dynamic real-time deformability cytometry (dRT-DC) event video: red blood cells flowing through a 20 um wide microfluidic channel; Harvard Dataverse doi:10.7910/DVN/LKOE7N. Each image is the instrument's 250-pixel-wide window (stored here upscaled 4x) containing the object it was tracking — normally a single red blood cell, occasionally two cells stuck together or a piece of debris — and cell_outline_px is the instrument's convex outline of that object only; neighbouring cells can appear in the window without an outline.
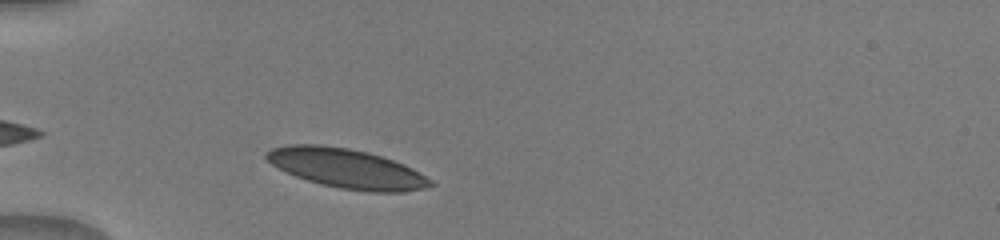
{"species": "human", "species_latin": "Homo sapiens", "temperature_condition": "warm", "stored_images_in_passage": 38, "camera_frame_rate_fps": 3000, "um_per_image_px": 0.085, "donor": {"sex": "male"}, "frame": {"image": 1, "passage_image": 4, "time_ms": 1.0, "image_size_px": [1000, 240], "cell_outline_px": [[436, 184], [424, 188], [404, 192], [368, 192], [340, 188], [320, 184], [296, 176], [272, 164], [264, 156], [264, 152], [272, 148], [288, 144], [320, 144], [348, 148], [368, 152], [404, 164], [412, 168], [432, 180]], "centroid_in_image_um": [29.47, 14.31], "position_along_channel_um": 55.5, "area_um2": 37.63}}
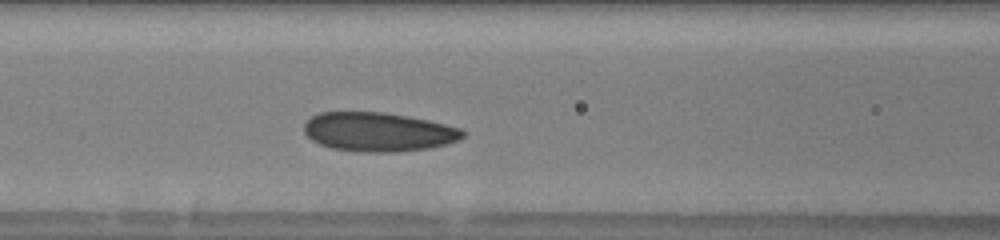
{"frame": {"image": 2, "passage_image": 11, "time_ms": 3.333, "image_size_px": [1000, 240], "cell_outline_px": [[464, 136], [460, 140], [428, 148], [392, 152], [360, 152], [332, 148], [320, 144], [312, 140], [304, 132], [304, 124], [312, 116], [320, 112], [384, 112], [408, 116], [428, 120], [460, 128], [464, 132]], "centroid_in_image_um": [32.14, 11.21], "position_along_channel_um": 134.5, "area_um2": 35.95}}
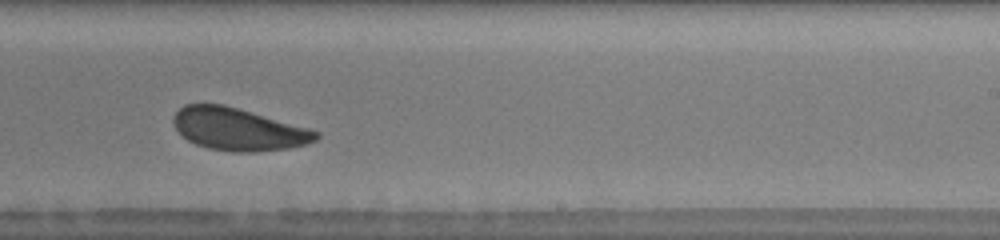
{"frame": {"image": 3, "passage_image": 21, "time_ms": 6.667, "image_size_px": [1000, 240], "cell_outline_px": [[320, 136], [316, 140], [308, 144], [288, 148], [256, 152], [232, 152], [208, 148], [196, 144], [188, 140], [176, 128], [172, 120], [172, 116], [184, 104], [224, 104], [308, 128], [320, 132]], "centroid_in_image_um": [20.26, 10.99], "position_along_channel_um": 268.7, "area_um2": 35.14}}